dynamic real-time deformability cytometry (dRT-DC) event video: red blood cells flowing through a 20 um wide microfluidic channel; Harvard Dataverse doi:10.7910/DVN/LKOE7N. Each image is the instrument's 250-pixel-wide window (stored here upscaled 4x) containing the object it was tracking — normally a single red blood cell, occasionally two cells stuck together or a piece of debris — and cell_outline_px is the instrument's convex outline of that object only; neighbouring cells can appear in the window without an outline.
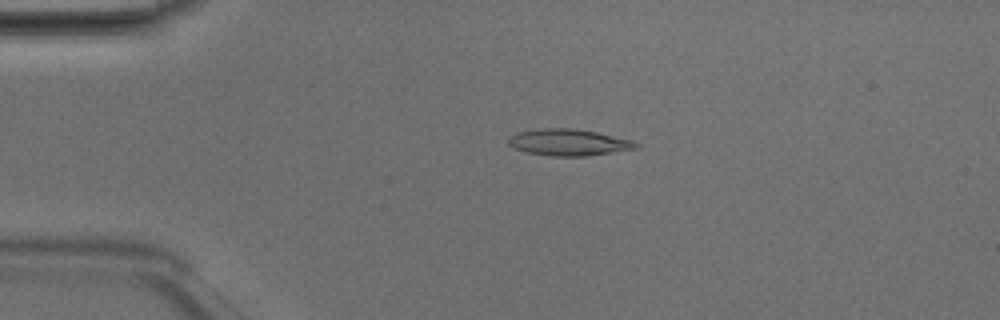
{"species": "Egyptian fruit bat (a non-hibernating species)", "species_latin": "Rousettus aegyptiacus", "temperature_condition": "room temperature", "stored_images_in_passage": 49, "camera_frame_rate_fps": 3000, "um_per_image_px": 0.085, "animal": {"sex": "male"}, "frame": {"image": 1, "passage_image": 11, "time_ms": 3.333, "image_size_px": [1000, 320], "cell_outline_px": [[640, 144], [636, 148], [588, 156], [548, 156], [528, 152], [512, 148], [508, 144], [508, 136], [516, 132], [540, 128], [572, 128], [596, 132], [632, 140]], "centroid_in_image_um": [48.28, 12.1], "position_along_channel_um": 36.7, "area_um2": 19.83}}
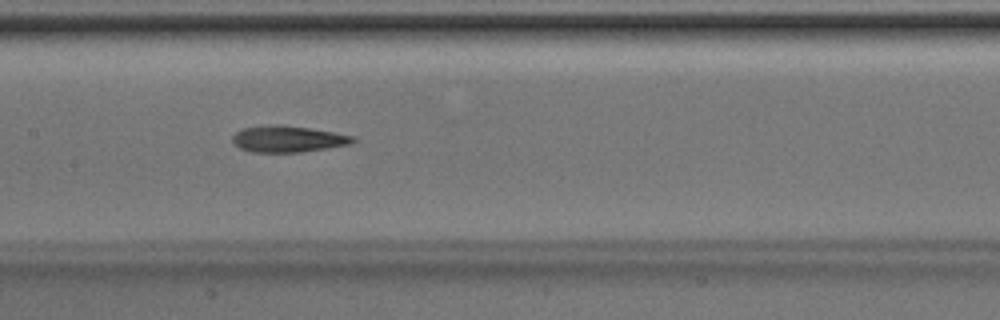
{"frame": {"image": 2, "passage_image": 24, "time_ms": 7.667, "image_size_px": [1000, 320], "cell_outline_px": [[356, 140], [352, 144], [328, 148], [300, 152], [252, 152], [240, 148], [232, 140], [232, 136], [236, 132], [244, 128], [268, 124], [284, 124], [356, 136]], "centroid_in_image_um": [24.49, 11.8], "position_along_channel_um": 182.9, "area_um2": 18.61}}
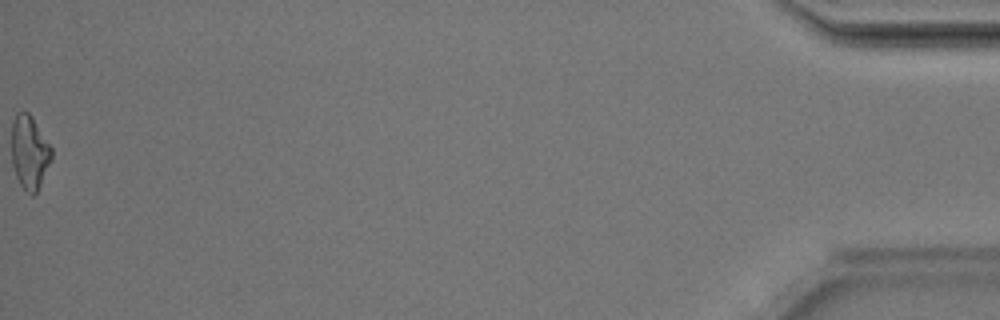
{"frame": {"image": 3, "passage_image": 49, "time_ms": 16.0, "image_size_px": [1000, 320], "cell_outline_px": [[52, 160], [36, 192], [32, 196], [24, 192], [16, 176], [12, 164], [12, 120], [16, 112], [28, 112], [32, 116], [52, 148]], "centroid_in_image_um": [2.5, 12.95], "position_along_channel_um": 432.7, "area_um2": 17.28}, "authors_computed_cell_mechanics": {"area_um2": 18.2648, "velocity_mm_per_s": 4.1994, "shape_relaxation_time_tau1_ms": 2.7664, "shape_relaxation_time_tau2_ms": 5.0632, "deformation_change_tau1": 0.1633, "deformation_change_tau2": 0.1856}}